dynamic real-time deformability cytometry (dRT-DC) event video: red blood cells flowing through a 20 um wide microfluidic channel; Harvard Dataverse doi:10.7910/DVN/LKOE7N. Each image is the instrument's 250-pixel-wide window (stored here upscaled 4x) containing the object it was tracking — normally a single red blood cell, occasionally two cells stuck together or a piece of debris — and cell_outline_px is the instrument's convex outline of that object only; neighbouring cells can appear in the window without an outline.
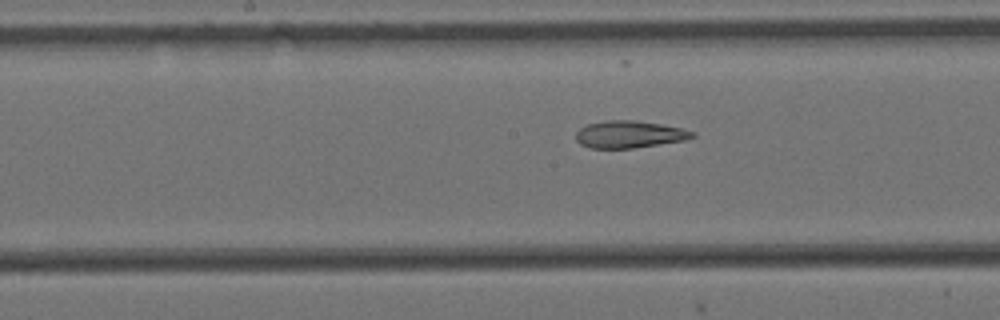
{"species": "Egyptian fruit bat (a non-hibernating species)", "species_latin": "Rousettus aegyptiacus", "temperature_condition": "cold", "stored_images_in_passage": 30, "camera_frame_rate_fps": 3000, "um_per_image_px": 0.085, "animal": {"sex": "female"}, "frame": {"image": 1, "passage_image": 21, "time_ms": 6.667, "image_size_px": [1000, 320], "cell_outline_px": [[696, 136], [684, 140], [632, 148], [588, 148], [580, 144], [576, 140], [576, 132], [580, 128], [588, 124], [608, 120], [636, 120], [660, 124], [680, 128], [696, 132]], "centroid_in_image_um": [53.47, 11.42], "position_along_channel_um": 194.7, "area_um2": 18.32}}
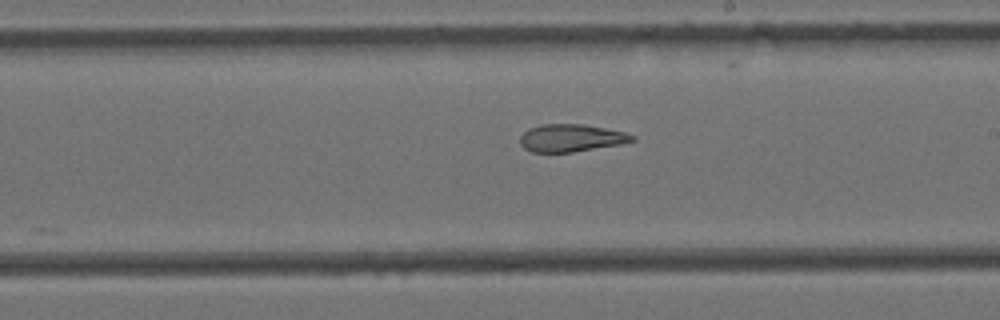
{"frame": {"image": 2, "passage_image": 25, "time_ms": 8.0, "image_size_px": [1000, 320], "cell_outline_px": [[636, 140], [620, 144], [572, 152], [532, 152], [524, 148], [520, 144], [520, 136], [528, 128], [540, 124], [584, 124], [624, 132], [636, 136]], "centroid_in_image_um": [48.52, 11.72], "position_along_channel_um": 240.5, "area_um2": 17.98}}
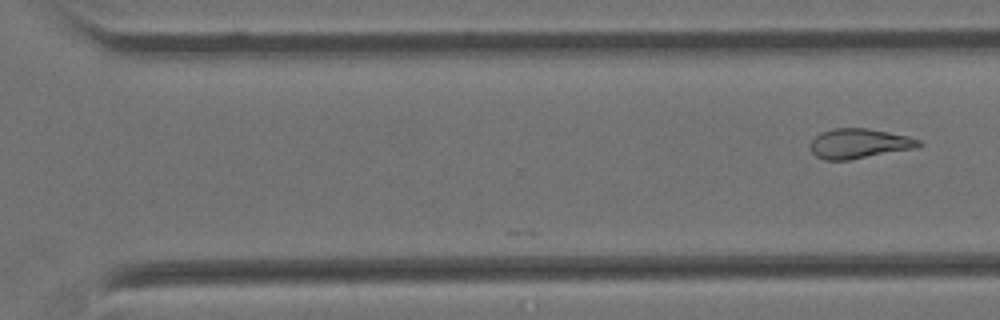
{"frame": {"image": 3, "passage_image": 30, "time_ms": 9.667, "image_size_px": [1000, 320], "cell_outline_px": [[924, 144], [916, 148], [848, 160], [824, 160], [816, 156], [808, 148], [808, 144], [820, 132], [832, 128], [868, 128], [908, 136], [920, 140]], "centroid_in_image_um": [72.99, 12.2], "position_along_channel_um": 297.6, "area_um2": 19.02}}